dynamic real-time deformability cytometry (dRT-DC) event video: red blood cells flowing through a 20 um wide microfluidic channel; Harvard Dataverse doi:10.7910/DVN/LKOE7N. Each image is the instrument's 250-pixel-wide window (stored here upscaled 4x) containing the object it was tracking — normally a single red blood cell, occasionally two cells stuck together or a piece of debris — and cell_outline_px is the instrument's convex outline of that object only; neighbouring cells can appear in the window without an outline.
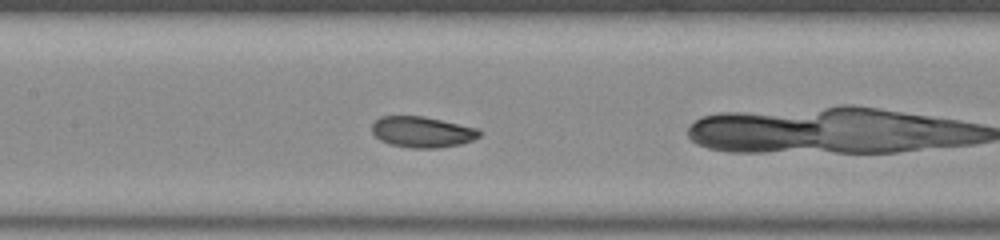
{"species": "common noctule bat (a hibernating species)", "species_latin": "Nyctalus noctula", "temperature_condition": "room temperature", "stored_images_in_passage": 47, "camera_frame_rate_fps": 3000, "um_per_image_px": 0.085, "animal": {"sex": "male", "body_mass_g": 20.0, "forearm_length_mm": 53.3}, "frame": {"image": 1, "passage_image": 17, "time_ms": 5.333, "image_size_px": [1000, 240], "cell_outline_px": [[480, 136], [472, 140], [460, 144], [436, 148], [412, 148], [388, 144], [380, 140], [372, 132], [372, 124], [380, 116], [424, 116], [480, 128]], "centroid_in_image_um": [35.89, 11.21], "position_along_channel_um": 171.5, "area_um2": 19.48}}
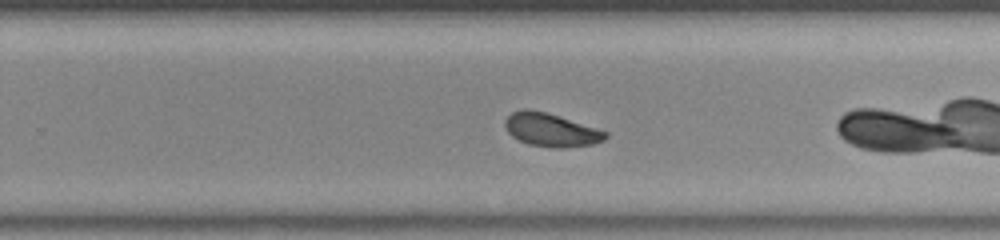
{"frame": {"image": 2, "passage_image": 26, "time_ms": 8.333, "image_size_px": [1000, 240], "cell_outline_px": [[608, 136], [604, 140], [592, 144], [564, 148], [552, 148], [528, 144], [512, 136], [508, 132], [504, 124], [504, 120], [512, 112], [528, 108], [544, 112], [608, 132]], "centroid_in_image_um": [46.81, 11.06], "position_along_channel_um": 283.0, "area_um2": 19.19}}
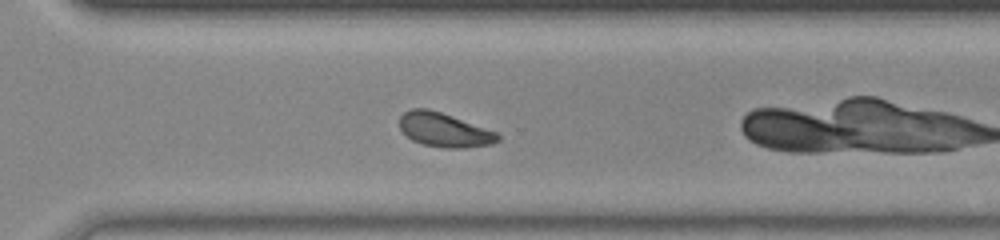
{"frame": {"image": 3, "passage_image": 30, "time_ms": 9.667, "image_size_px": [1000, 240], "cell_outline_px": [[500, 140], [492, 144], [464, 148], [444, 148], [420, 144], [412, 140], [400, 128], [400, 116], [404, 112], [412, 108], [428, 108], [440, 112], [496, 132], [500, 136]], "centroid_in_image_um": [37.74, 11.05], "position_along_channel_um": 332.9, "area_um2": 19.36}, "authors_computed_cell_mechanics": {"area_um2": 19.7676, "velocity_mm_per_s": 3.7265, "shape_relaxation_time_tau1_ms": 2.4724, "shape_relaxation_time_tau2_ms": 2.5539, "deformation_change_tau1": 0.0935, "deformation_change_tau2": 0.0571}}